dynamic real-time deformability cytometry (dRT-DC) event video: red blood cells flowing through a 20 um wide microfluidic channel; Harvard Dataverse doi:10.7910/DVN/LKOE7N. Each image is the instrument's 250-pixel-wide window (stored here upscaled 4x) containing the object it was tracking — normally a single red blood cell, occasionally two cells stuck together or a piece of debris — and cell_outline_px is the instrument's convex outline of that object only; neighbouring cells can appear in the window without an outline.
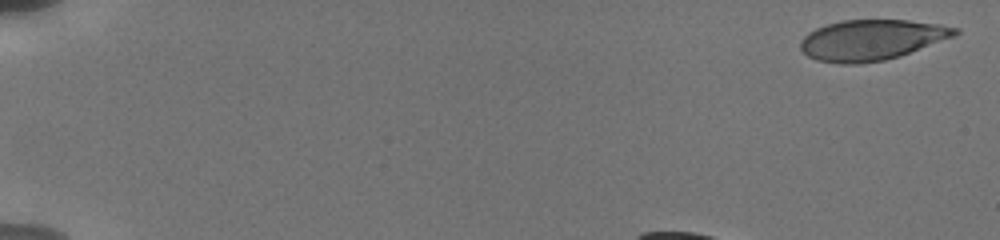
{"species": "human", "species_latin": "Homo sapiens", "temperature_condition": "cold", "stored_images_in_passage": 29, "camera_frame_rate_fps": 3000, "um_per_image_px": 0.085, "donor": {"sex": "male"}, "frame": {"image": 1, "passage_image": 1, "time_ms": 0.0, "image_size_px": [1000, 240], "cell_outline_px": [[960, 32], [956, 36], [900, 56], [884, 60], [856, 64], [840, 64], [816, 60], [808, 56], [800, 48], [800, 40], [808, 32], [816, 28], [840, 20], [908, 20], [940, 24], [960, 28]], "centroid_in_image_um": [74.1, 3.39], "position_along_channel_um": 10.9, "area_um2": 36.7}}
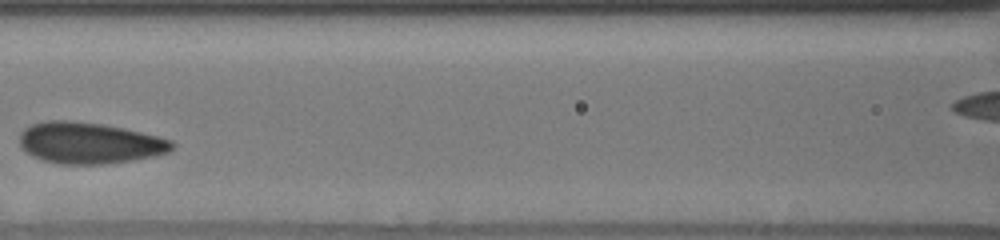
{"frame": {"image": 2, "passage_image": 14, "time_ms": 6.667, "image_size_px": [1000, 240], "cell_outline_px": [[176, 144], [168, 152], [152, 156], [132, 160], [104, 164], [60, 164], [44, 160], [32, 156], [24, 152], [20, 144], [20, 132], [24, 128], [32, 124], [44, 120], [72, 120], [104, 124], [124, 128], [172, 140]], "centroid_in_image_um": [7.56, 12.14], "position_along_channel_um": 159.0, "area_um2": 36.82}}
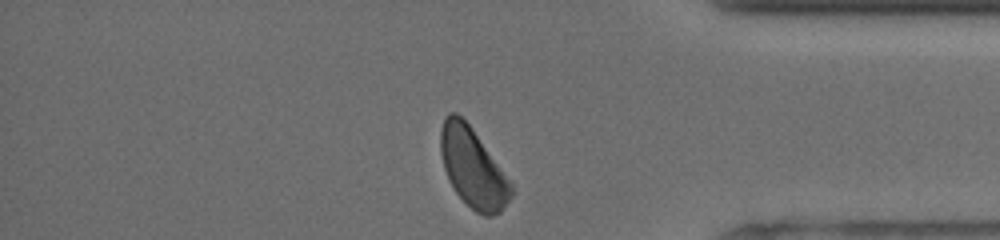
{"frame": {"image": 3, "passage_image": 29, "time_ms": 13.333, "image_size_px": [1000, 240], "cell_outline_px": [[516, 192], [500, 212], [492, 216], [484, 216], [476, 212], [456, 192], [448, 180], [444, 168], [440, 152], [440, 128], [444, 116], [452, 112], [456, 112], [472, 128], [512, 184]], "centroid_in_image_um": [40.19, 14.27], "position_along_channel_um": 395.0, "area_um2": 32.43}, "authors_computed_cell_mechanics": {"area_um2": 36.1828, "velocity_mm_per_s": 3.7424, "shape_relaxation_time_tau1_ms": 4.0955, "shape_relaxation_time_tau2_ms": 0.7496, "deformation_change_tau1": 0.0954, "deformation_change_tau2": 0.053}}